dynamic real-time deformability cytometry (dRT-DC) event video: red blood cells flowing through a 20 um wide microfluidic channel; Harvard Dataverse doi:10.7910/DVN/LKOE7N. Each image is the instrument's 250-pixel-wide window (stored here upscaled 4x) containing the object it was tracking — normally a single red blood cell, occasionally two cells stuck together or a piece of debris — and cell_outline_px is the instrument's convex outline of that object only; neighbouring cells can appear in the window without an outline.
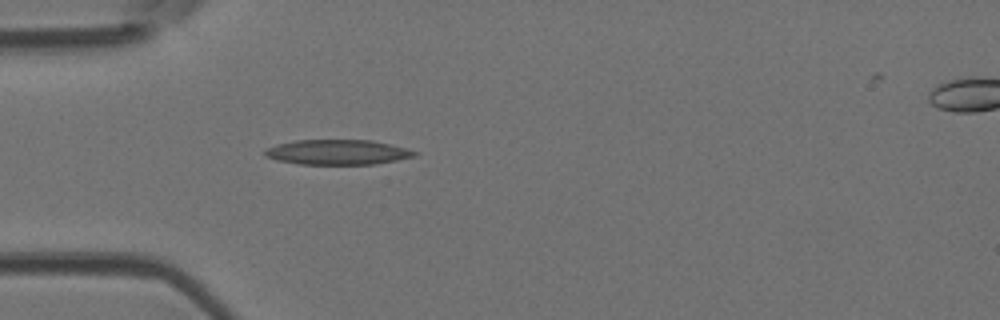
{"species": "Egyptian fruit bat (a non-hibernating species)", "species_latin": "Rousettus aegyptiacus", "temperature_condition": "room temperature", "stored_images_in_passage": 5, "camera_frame_rate_fps": 3000, "um_per_image_px": 0.085, "animal": {"sex": "female"}, "frame": {"image": 1, "passage_image": 4, "time_ms": 1.0, "image_size_px": [1000, 320], "cell_outline_px": [[420, 152], [416, 156], [376, 164], [300, 164], [276, 160], [264, 156], [264, 148], [276, 144], [296, 140], [372, 140]], "centroid_in_image_um": [28.65, 12.93], "position_along_channel_um": 56.4, "area_um2": 21.85}}